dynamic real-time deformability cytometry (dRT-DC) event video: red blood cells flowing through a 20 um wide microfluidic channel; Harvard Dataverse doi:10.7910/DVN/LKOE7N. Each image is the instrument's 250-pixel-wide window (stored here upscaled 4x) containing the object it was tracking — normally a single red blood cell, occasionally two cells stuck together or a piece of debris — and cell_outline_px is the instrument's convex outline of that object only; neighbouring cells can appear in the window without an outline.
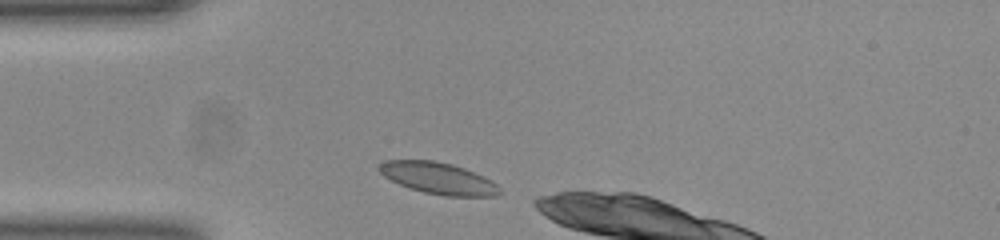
{"species": "common noctule bat (a hibernating species)", "species_latin": "Nyctalus noctula", "temperature_condition": "room temperature", "stored_images_in_passage": 31, "camera_frame_rate_fps": 3000, "um_per_image_px": 0.085, "animal": {"sex": "female", "body_mass_g": 23.0, "forearm_length_mm": 53.4}, "frame": {"image": 1, "passage_image": 1, "time_ms": 0.0, "image_size_px": [1000, 240], "cell_outline_px": [[500, 192], [496, 196], [444, 196], [424, 192], [408, 188], [384, 176], [376, 168], [384, 160], [432, 160], [452, 164], [464, 168], [484, 176], [492, 180], [500, 188]], "centroid_in_image_um": [37.25, 15.15], "position_along_channel_um": 47.8, "area_um2": 22.2}}
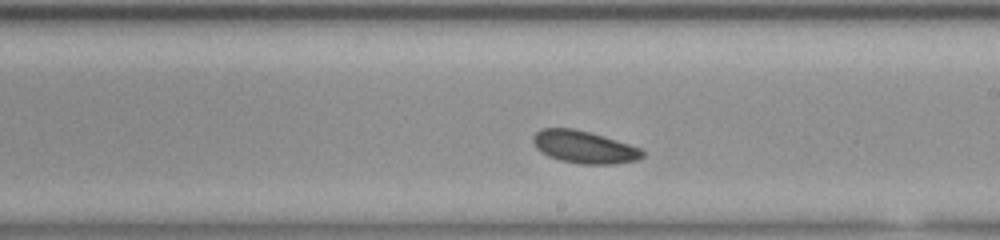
{"frame": {"image": 2, "passage_image": 17, "time_ms": 5.333, "image_size_px": [1000, 240], "cell_outline_px": [[644, 156], [636, 160], [616, 164], [580, 164], [560, 160], [548, 156], [540, 152], [536, 148], [532, 140], [532, 136], [540, 128], [572, 128], [604, 136], [640, 148], [644, 152]], "centroid_in_image_um": [49.61, 12.5], "position_along_channel_um": 239.4, "area_um2": 20.69}}
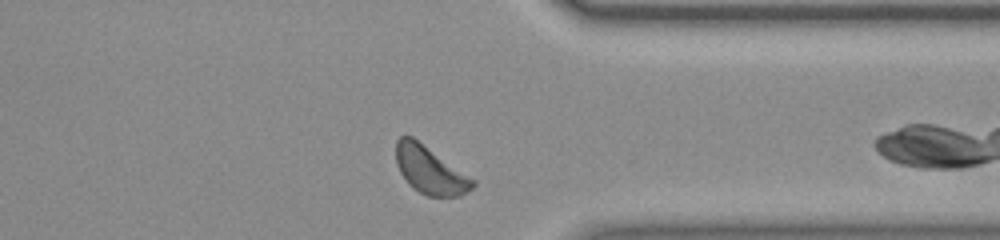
{"frame": {"image": 3, "passage_image": 28, "time_ms": 9.0, "image_size_px": [1000, 240], "cell_outline_px": [[476, 184], [472, 188], [460, 196], [428, 196], [412, 188], [408, 184], [400, 172], [396, 164], [396, 140], [400, 136], [412, 136], [476, 180]], "centroid_in_image_um": [36.54, 14.46], "position_along_channel_um": 374.9, "area_um2": 21.21}}